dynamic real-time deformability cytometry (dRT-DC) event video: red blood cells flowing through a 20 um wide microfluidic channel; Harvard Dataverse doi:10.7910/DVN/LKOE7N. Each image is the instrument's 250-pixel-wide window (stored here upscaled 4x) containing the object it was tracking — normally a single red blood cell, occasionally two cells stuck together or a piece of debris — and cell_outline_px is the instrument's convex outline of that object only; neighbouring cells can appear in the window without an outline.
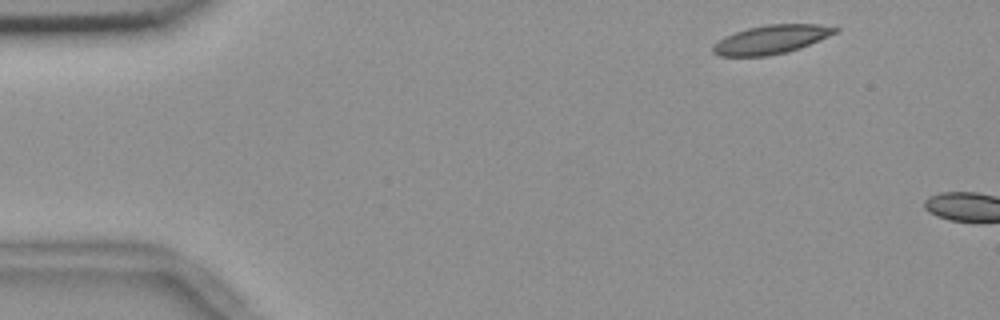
{"species": "common noctule bat (a hibernating species)", "species_latin": "Nyctalus noctula", "temperature_condition": "room temperature", "stored_images_in_passage": 2, "camera_frame_rate_fps": 3000, "um_per_image_px": 0.085, "animal": {"sex": "female", "body_mass_g": 18.4}, "frame": {"image": 1, "passage_image": 1, "time_ms": 0.0, "image_size_px": [1000, 320], "cell_outline_px": [[840, 28], [836, 32], [828, 36], [800, 48], [788, 52], [768, 56], [720, 56], [712, 52], [712, 44], [724, 36], [748, 28], [768, 24], [820, 24]], "centroid_in_image_um": [65.52, 3.36], "position_along_channel_um": 19.5, "area_um2": 20.46}}